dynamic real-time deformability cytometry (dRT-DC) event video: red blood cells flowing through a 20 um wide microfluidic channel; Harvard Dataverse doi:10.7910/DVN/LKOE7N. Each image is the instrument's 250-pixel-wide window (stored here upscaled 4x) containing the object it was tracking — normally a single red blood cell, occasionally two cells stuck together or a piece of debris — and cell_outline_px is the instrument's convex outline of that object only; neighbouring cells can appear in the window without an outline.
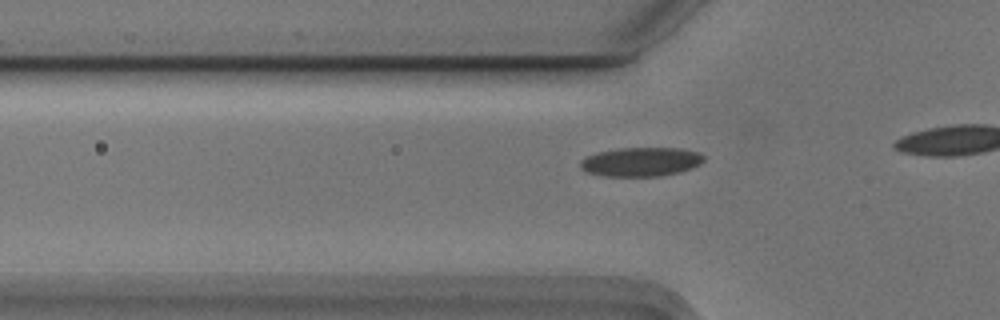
{"species": "Egyptian fruit bat (a non-hibernating species)", "species_latin": "Rousettus aegyptiacus", "temperature_condition": "cold", "stored_images_in_passage": 15, "camera_frame_rate_fps": 3000, "um_per_image_px": 0.085, "animal": {"sex": "male"}, "frame": {"image": 1, "passage_image": 9, "time_ms": 2.667, "image_size_px": [1000, 320], "cell_outline_px": [[704, 160], [700, 164], [692, 168], [680, 172], [660, 176], [604, 176], [588, 172], [580, 168], [580, 160], [596, 152], [620, 148], [680, 148], [700, 152], [704, 156]], "centroid_in_image_um": [54.5, 13.75], "position_along_channel_um": 71.3, "area_um2": 20.98}}
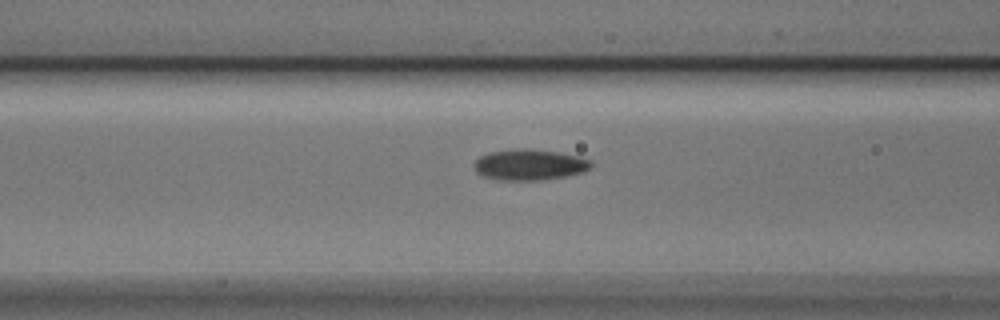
{"frame": {"image": 2, "passage_image": 13, "time_ms": 4.0, "image_size_px": [1000, 320], "cell_outline_px": [[592, 164], [588, 168], [580, 172], [564, 176], [544, 180], [500, 180], [484, 176], [476, 172], [476, 160], [480, 156], [488, 152], [516, 148], [528, 148], [560, 152], [576, 156], [588, 160]], "centroid_in_image_um": [44.97, 13.99], "position_along_channel_um": 121.6, "area_um2": 20.81}}